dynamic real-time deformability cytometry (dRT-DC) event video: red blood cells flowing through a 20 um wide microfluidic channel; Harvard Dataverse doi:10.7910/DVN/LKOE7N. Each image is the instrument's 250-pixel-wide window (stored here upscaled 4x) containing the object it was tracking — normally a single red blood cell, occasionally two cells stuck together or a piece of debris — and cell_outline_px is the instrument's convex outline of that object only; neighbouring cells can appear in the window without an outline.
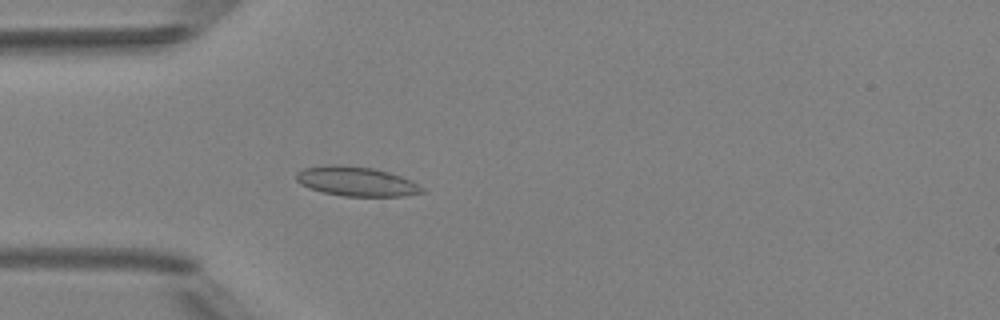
{"species": "Egyptian fruit bat (a non-hibernating species)", "species_latin": "Rousettus aegyptiacus", "temperature_condition": "room temperature", "stored_images_in_passage": 4, "camera_frame_rate_fps": 3000, "um_per_image_px": 0.085, "animal": {"sex": "female"}, "frame": {"image": 1, "passage_image": 4, "time_ms": 3.333, "image_size_px": [1000, 320], "cell_outline_px": [[428, 192], [404, 196], [344, 196], [320, 192], [308, 188], [300, 184], [296, 180], [296, 172], [304, 168], [332, 164], [336, 164], [372, 168], [388, 172], [412, 180], [424, 188]], "centroid_in_image_um": [30.29, 15.43], "position_along_channel_um": 54.7, "area_um2": 21.79}}